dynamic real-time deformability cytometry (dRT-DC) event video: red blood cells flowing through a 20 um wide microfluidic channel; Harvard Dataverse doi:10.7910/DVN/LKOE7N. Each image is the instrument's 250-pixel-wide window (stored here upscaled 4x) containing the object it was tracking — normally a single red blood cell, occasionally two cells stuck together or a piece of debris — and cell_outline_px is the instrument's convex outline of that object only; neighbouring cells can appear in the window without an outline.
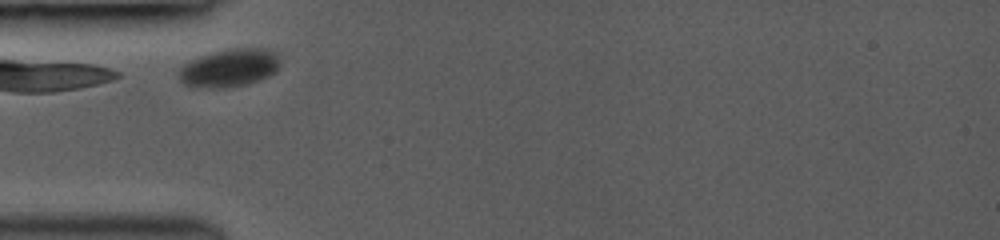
{"species": "common noctule bat (a hibernating species)", "species_latin": "Nyctalus noctula", "temperature_condition": "room temperature", "stored_images_in_passage": 17, "camera_frame_rate_fps": 3000, "um_per_image_px": 0.085, "animal": {"sex": "female", "body_mass_g": 19.0, "forearm_length_mm": 53.3}, "frame": {"image": 1, "passage_image": 1, "time_ms": 0.0, "image_size_px": [1000, 240], "cell_outline_px": [[280, 64], [276, 72], [268, 76], [248, 84], [228, 88], [212, 88], [184, 84], [180, 80], [180, 68], [184, 64], [200, 56], [216, 52], [236, 48], [264, 48], [276, 52], [280, 56]], "centroid_in_image_um": [19.57, 5.77], "position_along_channel_um": 65.4, "area_um2": 22.25}}
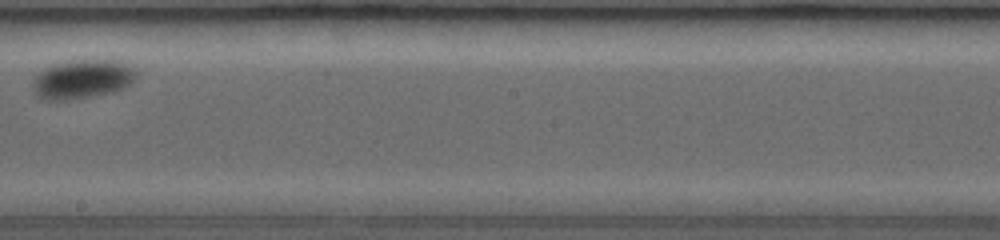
{"frame": {"image": 2, "passage_image": 9, "time_ms": 5.0, "image_size_px": [1000, 240], "cell_outline_px": [[136, 76], [124, 88], [112, 92], [68, 100], [48, 100], [36, 96], [32, 88], [32, 80], [40, 72], [52, 64], [72, 60], [128, 60], [136, 64]], "centroid_in_image_um": [7.04, 6.7], "position_along_channel_um": 241.2, "area_um2": 23.93}}
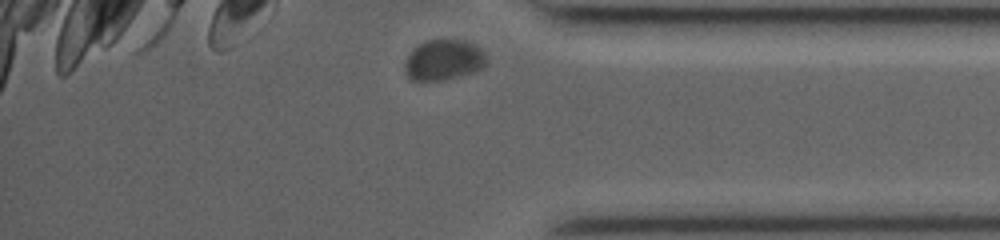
{"frame": {"image": 3, "passage_image": 17, "time_ms": 9.333, "image_size_px": [1000, 240], "cell_outline_px": [[488, 60], [480, 68], [472, 72], [444, 80], [408, 80], [404, 64], [408, 56], [420, 44], [428, 40], [464, 40], [476, 44], [484, 52]], "centroid_in_image_um": [37.73, 5.1], "position_along_channel_um": 397.5, "area_um2": 19.07}, "authors_computed_cell_mechanics": {"area_um2": 22.4842, "velocity_mm_per_s": 3.5715, "shape_relaxation_time_tau1_ms": 0.0892, "shape_relaxation_time_tau2_ms": null, "deformation_change_tau1": 0.0278, "deformation_change_tau2": null}}